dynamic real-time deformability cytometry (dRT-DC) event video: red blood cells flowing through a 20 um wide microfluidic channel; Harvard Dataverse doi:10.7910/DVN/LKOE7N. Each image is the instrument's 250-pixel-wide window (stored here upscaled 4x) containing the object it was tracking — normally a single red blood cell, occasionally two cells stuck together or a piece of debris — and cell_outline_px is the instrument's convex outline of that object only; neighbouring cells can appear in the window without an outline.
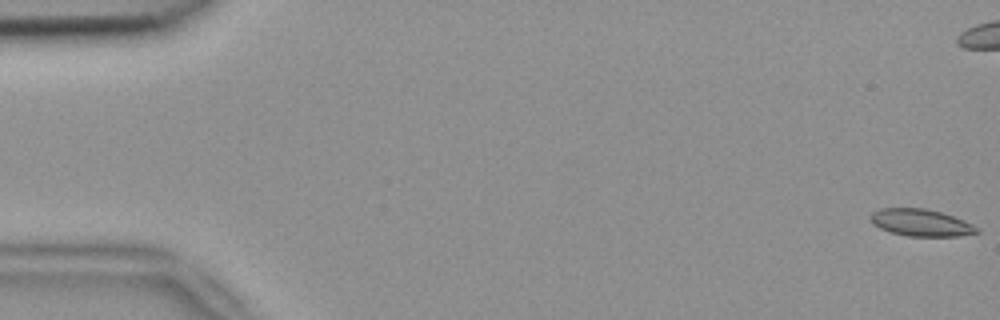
{"species": "common noctule bat (a hibernating species)", "species_latin": "Nyctalus noctula", "temperature_condition": "room temperature", "stored_images_in_passage": 16, "camera_frame_rate_fps": 3000, "um_per_image_px": 0.085, "animal": {"sex": "female", "body_mass_g": 18.4}, "frame": {"image": 1, "passage_image": 1, "time_ms": 0.0, "image_size_px": [1000, 320], "cell_outline_px": [[980, 232], [960, 236], [908, 236], [892, 232], [880, 228], [872, 224], [872, 212], [880, 208], [924, 208], [940, 212], [964, 220], [980, 228]], "centroid_in_image_um": [78.31, 18.93], "position_along_channel_um": 6.7, "area_um2": 16.65}}